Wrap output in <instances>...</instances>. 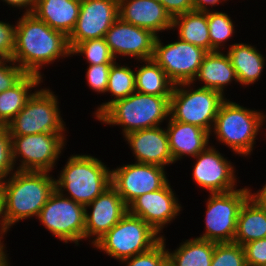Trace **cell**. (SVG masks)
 <instances>
[{
  "label": "cell",
  "instance_id": "obj_14",
  "mask_svg": "<svg viewBox=\"0 0 266 266\" xmlns=\"http://www.w3.org/2000/svg\"><path fill=\"white\" fill-rule=\"evenodd\" d=\"M118 18L119 0H81L76 25L68 36L70 50L82 41L105 38Z\"/></svg>",
  "mask_w": 266,
  "mask_h": 266
},
{
  "label": "cell",
  "instance_id": "obj_15",
  "mask_svg": "<svg viewBox=\"0 0 266 266\" xmlns=\"http://www.w3.org/2000/svg\"><path fill=\"white\" fill-rule=\"evenodd\" d=\"M169 182L162 188L138 196L128 205V212L140 217L159 235L161 230L178 216L181 204Z\"/></svg>",
  "mask_w": 266,
  "mask_h": 266
},
{
  "label": "cell",
  "instance_id": "obj_46",
  "mask_svg": "<svg viewBox=\"0 0 266 266\" xmlns=\"http://www.w3.org/2000/svg\"><path fill=\"white\" fill-rule=\"evenodd\" d=\"M153 1H156V2H159V3H161V2H162V0H153Z\"/></svg>",
  "mask_w": 266,
  "mask_h": 266
},
{
  "label": "cell",
  "instance_id": "obj_17",
  "mask_svg": "<svg viewBox=\"0 0 266 266\" xmlns=\"http://www.w3.org/2000/svg\"><path fill=\"white\" fill-rule=\"evenodd\" d=\"M156 37L151 31L118 18L106 32L105 40L115 59L121 55L142 61L153 58Z\"/></svg>",
  "mask_w": 266,
  "mask_h": 266
},
{
  "label": "cell",
  "instance_id": "obj_40",
  "mask_svg": "<svg viewBox=\"0 0 266 266\" xmlns=\"http://www.w3.org/2000/svg\"><path fill=\"white\" fill-rule=\"evenodd\" d=\"M161 4L172 18L186 12L194 11L193 0H162Z\"/></svg>",
  "mask_w": 266,
  "mask_h": 266
},
{
  "label": "cell",
  "instance_id": "obj_12",
  "mask_svg": "<svg viewBox=\"0 0 266 266\" xmlns=\"http://www.w3.org/2000/svg\"><path fill=\"white\" fill-rule=\"evenodd\" d=\"M163 44L160 37H156L152 59L174 85L192 83L207 51L181 39Z\"/></svg>",
  "mask_w": 266,
  "mask_h": 266
},
{
  "label": "cell",
  "instance_id": "obj_11",
  "mask_svg": "<svg viewBox=\"0 0 266 266\" xmlns=\"http://www.w3.org/2000/svg\"><path fill=\"white\" fill-rule=\"evenodd\" d=\"M12 157L14 165L16 159L21 164L16 168L19 171H47L50 172L56 165L63 146H65V134L63 133H39L24 136H11Z\"/></svg>",
  "mask_w": 266,
  "mask_h": 266
},
{
  "label": "cell",
  "instance_id": "obj_23",
  "mask_svg": "<svg viewBox=\"0 0 266 266\" xmlns=\"http://www.w3.org/2000/svg\"><path fill=\"white\" fill-rule=\"evenodd\" d=\"M197 80L204 83L201 87L218 91L222 95L225 86L233 80L238 82L227 53L225 55L221 51H212L205 54L192 85Z\"/></svg>",
  "mask_w": 266,
  "mask_h": 266
},
{
  "label": "cell",
  "instance_id": "obj_13",
  "mask_svg": "<svg viewBox=\"0 0 266 266\" xmlns=\"http://www.w3.org/2000/svg\"><path fill=\"white\" fill-rule=\"evenodd\" d=\"M164 169L154 164H126L111 171V185L128 206L138 196L156 191L169 181Z\"/></svg>",
  "mask_w": 266,
  "mask_h": 266
},
{
  "label": "cell",
  "instance_id": "obj_35",
  "mask_svg": "<svg viewBox=\"0 0 266 266\" xmlns=\"http://www.w3.org/2000/svg\"><path fill=\"white\" fill-rule=\"evenodd\" d=\"M14 166L11 135L7 126H0V180L4 182Z\"/></svg>",
  "mask_w": 266,
  "mask_h": 266
},
{
  "label": "cell",
  "instance_id": "obj_31",
  "mask_svg": "<svg viewBox=\"0 0 266 266\" xmlns=\"http://www.w3.org/2000/svg\"><path fill=\"white\" fill-rule=\"evenodd\" d=\"M207 23L209 28L210 45L212 51H220L227 39L235 33L234 25L227 13L219 11H207Z\"/></svg>",
  "mask_w": 266,
  "mask_h": 266
},
{
  "label": "cell",
  "instance_id": "obj_7",
  "mask_svg": "<svg viewBox=\"0 0 266 266\" xmlns=\"http://www.w3.org/2000/svg\"><path fill=\"white\" fill-rule=\"evenodd\" d=\"M191 84L174 85L170 97L169 116L177 122L199 126L211 134L218 110L226 99L225 95L204 87L189 89Z\"/></svg>",
  "mask_w": 266,
  "mask_h": 266
},
{
  "label": "cell",
  "instance_id": "obj_6",
  "mask_svg": "<svg viewBox=\"0 0 266 266\" xmlns=\"http://www.w3.org/2000/svg\"><path fill=\"white\" fill-rule=\"evenodd\" d=\"M161 235L140 217L127 212L122 219L93 245L109 256L122 261L150 250Z\"/></svg>",
  "mask_w": 266,
  "mask_h": 266
},
{
  "label": "cell",
  "instance_id": "obj_19",
  "mask_svg": "<svg viewBox=\"0 0 266 266\" xmlns=\"http://www.w3.org/2000/svg\"><path fill=\"white\" fill-rule=\"evenodd\" d=\"M124 137L135 155L136 162L159 165L164 168L174 163L167 131L161 126L136 130Z\"/></svg>",
  "mask_w": 266,
  "mask_h": 266
},
{
  "label": "cell",
  "instance_id": "obj_1",
  "mask_svg": "<svg viewBox=\"0 0 266 266\" xmlns=\"http://www.w3.org/2000/svg\"><path fill=\"white\" fill-rule=\"evenodd\" d=\"M70 55L68 37L63 32L50 28L33 13H24L19 18L12 60L27 74L42 77L40 70L43 65Z\"/></svg>",
  "mask_w": 266,
  "mask_h": 266
},
{
  "label": "cell",
  "instance_id": "obj_37",
  "mask_svg": "<svg viewBox=\"0 0 266 266\" xmlns=\"http://www.w3.org/2000/svg\"><path fill=\"white\" fill-rule=\"evenodd\" d=\"M112 63L89 65L86 72L87 83L97 93H105Z\"/></svg>",
  "mask_w": 266,
  "mask_h": 266
},
{
  "label": "cell",
  "instance_id": "obj_2",
  "mask_svg": "<svg viewBox=\"0 0 266 266\" xmlns=\"http://www.w3.org/2000/svg\"><path fill=\"white\" fill-rule=\"evenodd\" d=\"M55 191V178L47 171H19L4 180V233L22 219L38 217Z\"/></svg>",
  "mask_w": 266,
  "mask_h": 266
},
{
  "label": "cell",
  "instance_id": "obj_24",
  "mask_svg": "<svg viewBox=\"0 0 266 266\" xmlns=\"http://www.w3.org/2000/svg\"><path fill=\"white\" fill-rule=\"evenodd\" d=\"M228 49L227 55L239 84L247 86L258 81L265 66L261 52L256 47L244 43L232 44Z\"/></svg>",
  "mask_w": 266,
  "mask_h": 266
},
{
  "label": "cell",
  "instance_id": "obj_45",
  "mask_svg": "<svg viewBox=\"0 0 266 266\" xmlns=\"http://www.w3.org/2000/svg\"><path fill=\"white\" fill-rule=\"evenodd\" d=\"M3 235H5V233H0V266H10L9 260L7 258L8 256L7 254H5L6 252L4 251L5 245L2 242Z\"/></svg>",
  "mask_w": 266,
  "mask_h": 266
},
{
  "label": "cell",
  "instance_id": "obj_3",
  "mask_svg": "<svg viewBox=\"0 0 266 266\" xmlns=\"http://www.w3.org/2000/svg\"><path fill=\"white\" fill-rule=\"evenodd\" d=\"M106 166L91 155H72L55 179V189L86 206L111 185V170Z\"/></svg>",
  "mask_w": 266,
  "mask_h": 266
},
{
  "label": "cell",
  "instance_id": "obj_27",
  "mask_svg": "<svg viewBox=\"0 0 266 266\" xmlns=\"http://www.w3.org/2000/svg\"><path fill=\"white\" fill-rule=\"evenodd\" d=\"M179 28V39L211 52L207 11H191L173 18L172 29Z\"/></svg>",
  "mask_w": 266,
  "mask_h": 266
},
{
  "label": "cell",
  "instance_id": "obj_25",
  "mask_svg": "<svg viewBox=\"0 0 266 266\" xmlns=\"http://www.w3.org/2000/svg\"><path fill=\"white\" fill-rule=\"evenodd\" d=\"M262 238H266V210L251 195L239 211L233 243L242 246Z\"/></svg>",
  "mask_w": 266,
  "mask_h": 266
},
{
  "label": "cell",
  "instance_id": "obj_26",
  "mask_svg": "<svg viewBox=\"0 0 266 266\" xmlns=\"http://www.w3.org/2000/svg\"><path fill=\"white\" fill-rule=\"evenodd\" d=\"M36 74H26L16 85L0 93V126H6L33 95L31 89L43 80Z\"/></svg>",
  "mask_w": 266,
  "mask_h": 266
},
{
  "label": "cell",
  "instance_id": "obj_30",
  "mask_svg": "<svg viewBox=\"0 0 266 266\" xmlns=\"http://www.w3.org/2000/svg\"><path fill=\"white\" fill-rule=\"evenodd\" d=\"M135 88V72L128 65H118L115 61L111 65L108 77L106 92H111L114 99L102 103L96 110L95 117L98 118L113 102L124 99L134 93Z\"/></svg>",
  "mask_w": 266,
  "mask_h": 266
},
{
  "label": "cell",
  "instance_id": "obj_36",
  "mask_svg": "<svg viewBox=\"0 0 266 266\" xmlns=\"http://www.w3.org/2000/svg\"><path fill=\"white\" fill-rule=\"evenodd\" d=\"M6 63H9V65ZM26 74L13 60L0 59V93L12 88Z\"/></svg>",
  "mask_w": 266,
  "mask_h": 266
},
{
  "label": "cell",
  "instance_id": "obj_5",
  "mask_svg": "<svg viewBox=\"0 0 266 266\" xmlns=\"http://www.w3.org/2000/svg\"><path fill=\"white\" fill-rule=\"evenodd\" d=\"M266 115L243 107L227 98L222 102L212 128L218 141L229 146L239 156L251 153L255 138Z\"/></svg>",
  "mask_w": 266,
  "mask_h": 266
},
{
  "label": "cell",
  "instance_id": "obj_32",
  "mask_svg": "<svg viewBox=\"0 0 266 266\" xmlns=\"http://www.w3.org/2000/svg\"><path fill=\"white\" fill-rule=\"evenodd\" d=\"M83 54L89 65L113 63L115 57L111 53L105 38H96L78 43L72 50L71 55Z\"/></svg>",
  "mask_w": 266,
  "mask_h": 266
},
{
  "label": "cell",
  "instance_id": "obj_10",
  "mask_svg": "<svg viewBox=\"0 0 266 266\" xmlns=\"http://www.w3.org/2000/svg\"><path fill=\"white\" fill-rule=\"evenodd\" d=\"M37 218L53 236L65 243L78 245L85 239V206L61 195L56 189Z\"/></svg>",
  "mask_w": 266,
  "mask_h": 266
},
{
  "label": "cell",
  "instance_id": "obj_21",
  "mask_svg": "<svg viewBox=\"0 0 266 266\" xmlns=\"http://www.w3.org/2000/svg\"><path fill=\"white\" fill-rule=\"evenodd\" d=\"M167 134L174 163L183 156L196 157L209 145L210 133L199 126L177 122L169 116Z\"/></svg>",
  "mask_w": 266,
  "mask_h": 266
},
{
  "label": "cell",
  "instance_id": "obj_44",
  "mask_svg": "<svg viewBox=\"0 0 266 266\" xmlns=\"http://www.w3.org/2000/svg\"><path fill=\"white\" fill-rule=\"evenodd\" d=\"M251 195L261 204V206L266 210V183L261 190L256 193H251Z\"/></svg>",
  "mask_w": 266,
  "mask_h": 266
},
{
  "label": "cell",
  "instance_id": "obj_29",
  "mask_svg": "<svg viewBox=\"0 0 266 266\" xmlns=\"http://www.w3.org/2000/svg\"><path fill=\"white\" fill-rule=\"evenodd\" d=\"M142 62L145 65L135 71L136 91L155 96H171L174 84L165 71L152 58Z\"/></svg>",
  "mask_w": 266,
  "mask_h": 266
},
{
  "label": "cell",
  "instance_id": "obj_43",
  "mask_svg": "<svg viewBox=\"0 0 266 266\" xmlns=\"http://www.w3.org/2000/svg\"><path fill=\"white\" fill-rule=\"evenodd\" d=\"M0 233H4V182L0 180Z\"/></svg>",
  "mask_w": 266,
  "mask_h": 266
},
{
  "label": "cell",
  "instance_id": "obj_20",
  "mask_svg": "<svg viewBox=\"0 0 266 266\" xmlns=\"http://www.w3.org/2000/svg\"><path fill=\"white\" fill-rule=\"evenodd\" d=\"M119 18L157 37L159 31L171 30L173 22L165 7L153 0H119Z\"/></svg>",
  "mask_w": 266,
  "mask_h": 266
},
{
  "label": "cell",
  "instance_id": "obj_42",
  "mask_svg": "<svg viewBox=\"0 0 266 266\" xmlns=\"http://www.w3.org/2000/svg\"><path fill=\"white\" fill-rule=\"evenodd\" d=\"M223 2L226 0H222ZM221 0H193L194 2V11H203L206 12L209 9L207 8V6H216V4L218 5L219 3H222Z\"/></svg>",
  "mask_w": 266,
  "mask_h": 266
},
{
  "label": "cell",
  "instance_id": "obj_38",
  "mask_svg": "<svg viewBox=\"0 0 266 266\" xmlns=\"http://www.w3.org/2000/svg\"><path fill=\"white\" fill-rule=\"evenodd\" d=\"M242 246L247 266L266 265V238L247 242Z\"/></svg>",
  "mask_w": 266,
  "mask_h": 266
},
{
  "label": "cell",
  "instance_id": "obj_18",
  "mask_svg": "<svg viewBox=\"0 0 266 266\" xmlns=\"http://www.w3.org/2000/svg\"><path fill=\"white\" fill-rule=\"evenodd\" d=\"M92 208L90 214L88 209ZM128 212V206L124 203L116 189L110 185L90 204L85 206V238L92 236L94 244L106 232H108ZM95 236V237H94Z\"/></svg>",
  "mask_w": 266,
  "mask_h": 266
},
{
  "label": "cell",
  "instance_id": "obj_16",
  "mask_svg": "<svg viewBox=\"0 0 266 266\" xmlns=\"http://www.w3.org/2000/svg\"><path fill=\"white\" fill-rule=\"evenodd\" d=\"M193 180L209 193H225L236 188L235 168L213 146H207L196 157Z\"/></svg>",
  "mask_w": 266,
  "mask_h": 266
},
{
  "label": "cell",
  "instance_id": "obj_8",
  "mask_svg": "<svg viewBox=\"0 0 266 266\" xmlns=\"http://www.w3.org/2000/svg\"><path fill=\"white\" fill-rule=\"evenodd\" d=\"M57 100L50 89H37L24 108L6 125L10 135L65 133Z\"/></svg>",
  "mask_w": 266,
  "mask_h": 266
},
{
  "label": "cell",
  "instance_id": "obj_39",
  "mask_svg": "<svg viewBox=\"0 0 266 266\" xmlns=\"http://www.w3.org/2000/svg\"><path fill=\"white\" fill-rule=\"evenodd\" d=\"M16 25L0 21V59H11L15 48Z\"/></svg>",
  "mask_w": 266,
  "mask_h": 266
},
{
  "label": "cell",
  "instance_id": "obj_28",
  "mask_svg": "<svg viewBox=\"0 0 266 266\" xmlns=\"http://www.w3.org/2000/svg\"><path fill=\"white\" fill-rule=\"evenodd\" d=\"M215 242L194 238L188 239L168 254V266H211Z\"/></svg>",
  "mask_w": 266,
  "mask_h": 266
},
{
  "label": "cell",
  "instance_id": "obj_41",
  "mask_svg": "<svg viewBox=\"0 0 266 266\" xmlns=\"http://www.w3.org/2000/svg\"><path fill=\"white\" fill-rule=\"evenodd\" d=\"M12 7L26 8L25 13H32L35 7L36 0H2ZM29 7V8H28Z\"/></svg>",
  "mask_w": 266,
  "mask_h": 266
},
{
  "label": "cell",
  "instance_id": "obj_9",
  "mask_svg": "<svg viewBox=\"0 0 266 266\" xmlns=\"http://www.w3.org/2000/svg\"><path fill=\"white\" fill-rule=\"evenodd\" d=\"M251 193V189L246 187L225 193H211L206 202V230L197 238L215 243H232L239 211Z\"/></svg>",
  "mask_w": 266,
  "mask_h": 266
},
{
  "label": "cell",
  "instance_id": "obj_34",
  "mask_svg": "<svg viewBox=\"0 0 266 266\" xmlns=\"http://www.w3.org/2000/svg\"><path fill=\"white\" fill-rule=\"evenodd\" d=\"M165 238L153 246L150 250L122 260L126 266H168V254L165 249Z\"/></svg>",
  "mask_w": 266,
  "mask_h": 266
},
{
  "label": "cell",
  "instance_id": "obj_22",
  "mask_svg": "<svg viewBox=\"0 0 266 266\" xmlns=\"http://www.w3.org/2000/svg\"><path fill=\"white\" fill-rule=\"evenodd\" d=\"M80 4L81 0H36L32 13L68 37L76 25Z\"/></svg>",
  "mask_w": 266,
  "mask_h": 266
},
{
  "label": "cell",
  "instance_id": "obj_4",
  "mask_svg": "<svg viewBox=\"0 0 266 266\" xmlns=\"http://www.w3.org/2000/svg\"><path fill=\"white\" fill-rule=\"evenodd\" d=\"M171 96H155L135 91L113 102L98 118L109 125H121L126 134L160 126L169 117Z\"/></svg>",
  "mask_w": 266,
  "mask_h": 266
},
{
  "label": "cell",
  "instance_id": "obj_33",
  "mask_svg": "<svg viewBox=\"0 0 266 266\" xmlns=\"http://www.w3.org/2000/svg\"><path fill=\"white\" fill-rule=\"evenodd\" d=\"M211 266H247L243 246L236 243H216Z\"/></svg>",
  "mask_w": 266,
  "mask_h": 266
}]
</instances>
